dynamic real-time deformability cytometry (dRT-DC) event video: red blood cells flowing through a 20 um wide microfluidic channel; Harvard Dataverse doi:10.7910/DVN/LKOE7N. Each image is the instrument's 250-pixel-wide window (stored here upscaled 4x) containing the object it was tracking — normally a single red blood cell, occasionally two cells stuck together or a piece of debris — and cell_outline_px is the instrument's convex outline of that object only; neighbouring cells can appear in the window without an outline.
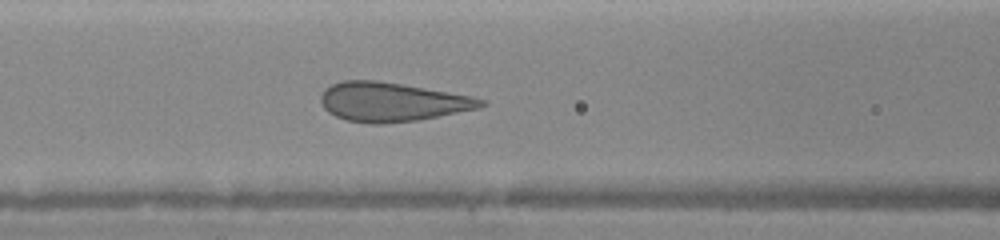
{"species": "human", "species_latin": "Homo sapiens", "temperature_condition": "warm", "stored_images_in_passage": 44, "camera_frame_rate_fps": 3000, "um_per_image_px": 0.085, "donor": {"sex": "female"}, "frame": {"image": 1, "passage_image": 19, "time_ms": 6.333, "image_size_px": [1000, 240], "cell_outline_px": [[488, 104], [480, 108], [420, 120], [384, 124], [368, 124], [348, 120], [336, 116], [328, 112], [320, 104], [320, 96], [324, 88], [332, 84], [344, 80], [376, 80], [472, 96], [488, 100]], "centroid_in_image_um": [33.32, 8.67], "position_along_channel_um": 133.3, "area_um2": 36.7}}
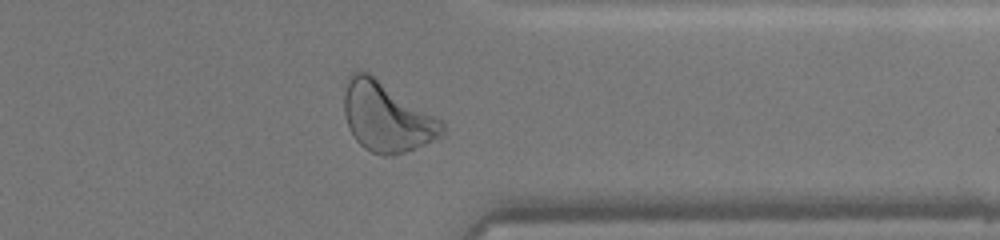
{"frame": {"image": 2, "passage_image": 36, "time_ms": 12.0, "image_size_px": [1000, 240], "cell_outline_px": [[444, 136], [404, 152], [392, 156], [384, 156], [372, 152], [364, 148], [356, 140], [348, 128], [344, 112], [344, 92], [348, 76], [352, 72], [368, 72], [440, 120], [444, 124]], "centroid_in_image_um": [32.83, 9.96], "position_along_channel_um": 378.6, "area_um2": 39.19}}
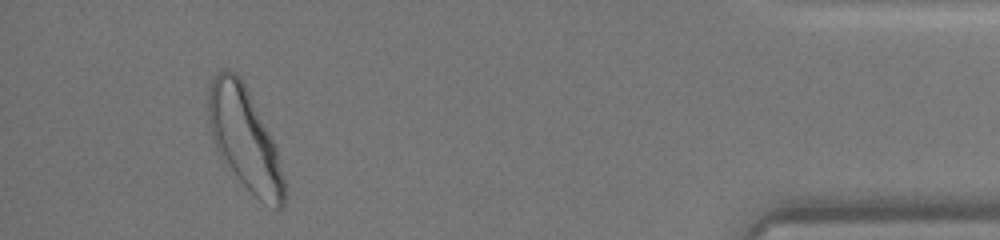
{"frame": {"image": 3, "passage_image": 41, "time_ms": 14.0, "image_size_px": [1000, 240], "cell_outline_px": [[288, 196], [284, 204], [280, 208], [276, 208], [260, 200], [240, 180], [216, 148], [208, 124], [208, 92], [212, 80], [216, 72], [224, 68], [228, 68], [236, 72], [240, 76], [276, 144]], "centroid_in_image_um": [20.82, 11.75], "position_along_channel_um": 414.4, "area_um2": 44.85}}